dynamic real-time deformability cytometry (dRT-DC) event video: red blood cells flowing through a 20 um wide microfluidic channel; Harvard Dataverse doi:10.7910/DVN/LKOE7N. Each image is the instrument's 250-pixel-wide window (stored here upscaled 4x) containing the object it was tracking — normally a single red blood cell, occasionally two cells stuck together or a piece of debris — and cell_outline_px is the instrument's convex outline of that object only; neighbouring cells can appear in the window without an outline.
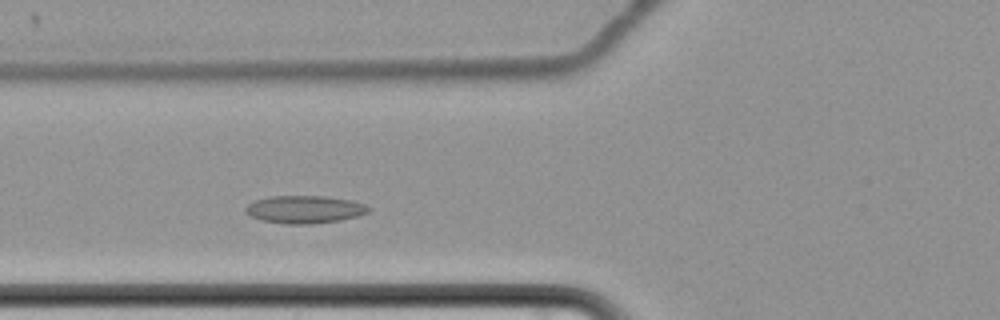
{"species": "common noctule bat (a hibernating species)", "species_latin": "Nyctalus noctula", "temperature_condition": "cold", "stored_images_in_passage": 53, "camera_frame_rate_fps": 3000, "um_per_image_px": 0.085, "animal": {"sex": "female", "body_mass_g": 22.7, "forearm_length_mm": 54.2}, "frame": {"image": 1, "passage_image": 15, "time_ms": 4.667, "image_size_px": [1000, 320], "cell_outline_px": [[372, 208], [368, 212], [356, 216], [340, 220], [312, 224], [288, 224], [264, 220], [252, 216], [244, 212], [244, 208], [248, 204], [256, 200], [268, 196], [324, 196], [348, 200], [364, 204]], "centroid_in_image_um": [25.88, 17.79], "position_along_channel_um": 99.9, "area_um2": 19.65}}
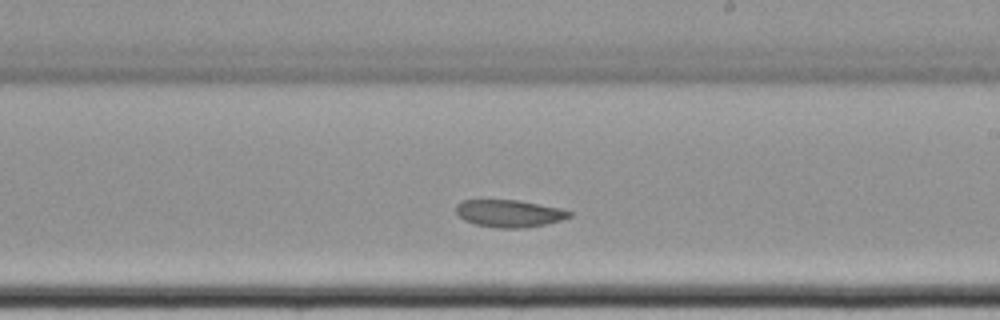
{"frame": {"image": 2, "passage_image": 28, "time_ms": 9.0, "image_size_px": [1000, 320], "cell_outline_px": [[572, 216], [560, 220], [544, 224], [520, 228], [496, 228], [476, 224], [464, 220], [456, 212], [456, 204], [460, 200], [520, 200], [560, 208], [572, 212]], "centroid_in_image_um": [43.26, 18.13], "position_along_channel_um": 245.7, "area_um2": 17.98}}
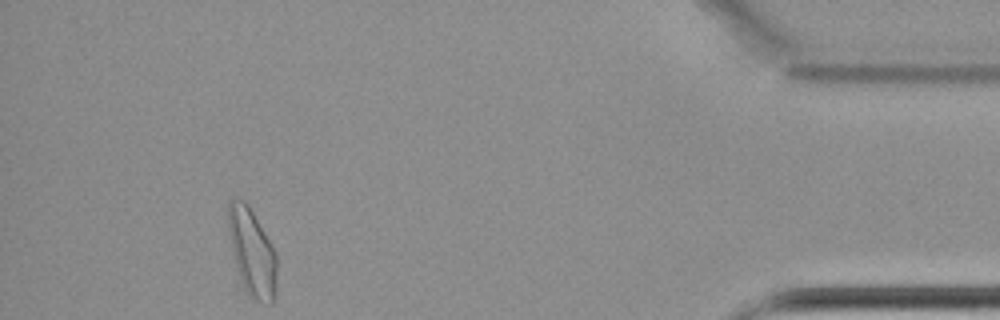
{"frame": {"image": 3, "passage_image": 48, "time_ms": 15.667, "image_size_px": [1000, 320], "cell_outline_px": [[276, 272], [272, 304], [264, 304], [248, 296], [240, 280], [232, 252], [228, 236], [228, 200], [244, 200], [248, 204], [272, 244], [276, 252]], "centroid_in_image_um": [21.4, 21.44], "position_along_channel_um": 413.8, "area_um2": 24.68}, "authors_computed_cell_mechanics": {"area_um2": 19.7098, "velocity_mm_per_s": 3.377, "shape_relaxation_time_tau1_ms": null, "shape_relaxation_time_tau2_ms": 6.8635, "deformation_change_tau1": null, "deformation_change_tau2": 0.0962}}